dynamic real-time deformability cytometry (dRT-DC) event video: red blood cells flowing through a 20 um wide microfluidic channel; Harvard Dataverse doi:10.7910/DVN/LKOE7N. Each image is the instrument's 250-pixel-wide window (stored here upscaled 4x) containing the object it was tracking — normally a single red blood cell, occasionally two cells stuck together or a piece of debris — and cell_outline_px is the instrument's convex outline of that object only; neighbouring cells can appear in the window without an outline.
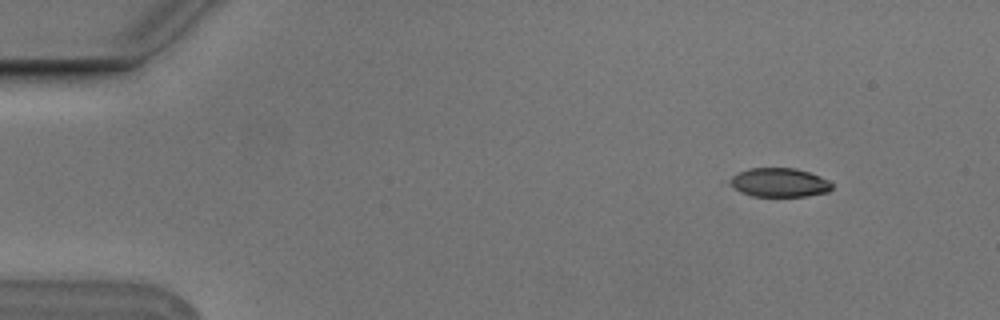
{"species": "Egyptian fruit bat (a non-hibernating species)", "species_latin": "Rousettus aegyptiacus", "temperature_condition": "cold", "stored_images_in_passage": 3, "camera_frame_rate_fps": 3000, "um_per_image_px": 0.085, "animal": {"sex": "male"}, "frame": {"image": 1, "passage_image": 1, "time_ms": 0.0, "image_size_px": [1000, 320], "cell_outline_px": [[832, 188], [828, 192], [808, 196], [752, 196], [740, 192], [728, 180], [732, 176], [748, 168], [796, 168], [820, 176], [828, 180], [832, 184]], "centroid_in_image_um": [66.26, 15.51], "position_along_channel_um": 18.7, "area_um2": 17.11}}